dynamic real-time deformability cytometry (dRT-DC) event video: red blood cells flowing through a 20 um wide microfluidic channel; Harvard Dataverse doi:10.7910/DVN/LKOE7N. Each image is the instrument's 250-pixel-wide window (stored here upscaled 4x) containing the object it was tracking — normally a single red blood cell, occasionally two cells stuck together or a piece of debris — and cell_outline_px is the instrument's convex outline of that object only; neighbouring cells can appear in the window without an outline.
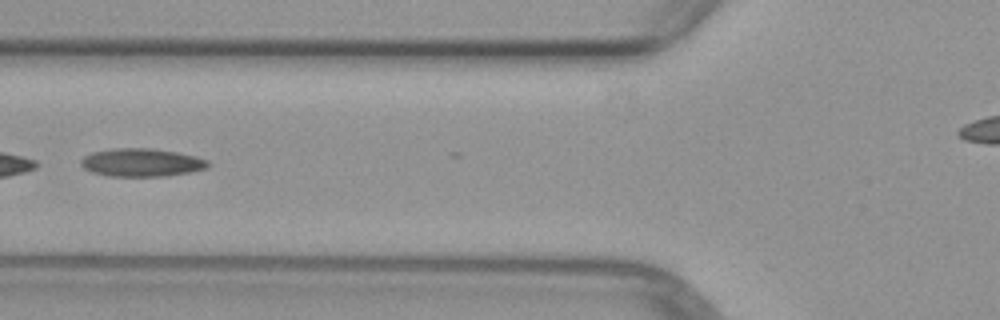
{"species": "common noctule bat (a hibernating species)", "species_latin": "Nyctalus noctula", "temperature_condition": "warm", "stored_images_in_passage": 7, "segment_of_instrument_passage": [1, 2], "camera_frame_rate_fps": 3000, "um_per_image_px": 0.085, "animal": {"sex": "female", "body_mass_g": 29.2, "forearm_length_mm": 56.3}, "frame": {"image": 1, "passage_image": 5, "time_ms": 4.667, "image_size_px": [1000, 320], "cell_outline_px": [[212, 164], [208, 168], [168, 176], [108, 176], [92, 172], [84, 168], [80, 164], [80, 160], [84, 156], [92, 152], [112, 148], [152, 148], [176, 152], [196, 156], [208, 160]], "centroid_in_image_um": [12.04, 13.81], "position_along_channel_um": 113.8, "area_um2": 20.98}}